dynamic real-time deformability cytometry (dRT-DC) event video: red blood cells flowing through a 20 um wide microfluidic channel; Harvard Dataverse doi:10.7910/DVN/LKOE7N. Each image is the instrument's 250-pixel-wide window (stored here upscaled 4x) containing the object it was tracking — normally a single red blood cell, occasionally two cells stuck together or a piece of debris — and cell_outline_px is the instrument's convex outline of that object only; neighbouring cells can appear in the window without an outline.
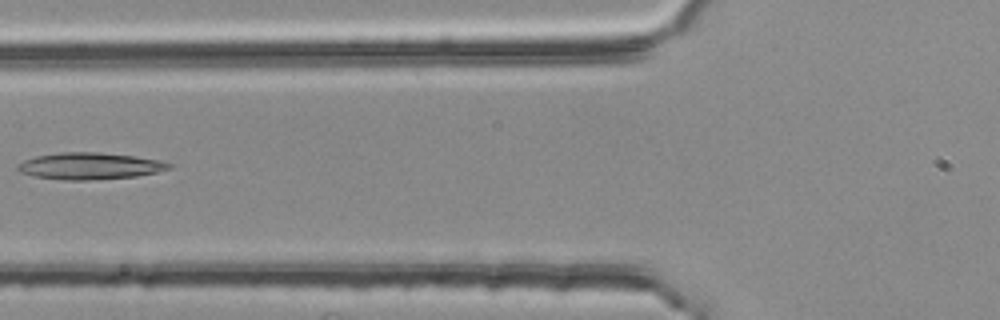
{"species": "common noctule bat (a hibernating species)", "species_latin": "Nyctalus noctula", "temperature_condition": "room temperature", "stored_images_in_passage": 3, "camera_frame_rate_fps": 3000, "um_per_image_px": 0.085, "animal": {"sex": "female", "body_mass_g": 25.1}, "frame": {"image": 1, "passage_image": 3, "time_ms": 0.667, "image_size_px": [1000, 320], "cell_outline_px": [[176, 164], [172, 168], [156, 172], [136, 176], [88, 180], [68, 180], [36, 176], [20, 172], [16, 168], [16, 164], [24, 160], [36, 156], [60, 152], [96, 152], [136, 156], [160, 160]], "centroid_in_image_um": [7.67, 14.1], "position_along_channel_um": 118.1, "area_um2": 23.58}}